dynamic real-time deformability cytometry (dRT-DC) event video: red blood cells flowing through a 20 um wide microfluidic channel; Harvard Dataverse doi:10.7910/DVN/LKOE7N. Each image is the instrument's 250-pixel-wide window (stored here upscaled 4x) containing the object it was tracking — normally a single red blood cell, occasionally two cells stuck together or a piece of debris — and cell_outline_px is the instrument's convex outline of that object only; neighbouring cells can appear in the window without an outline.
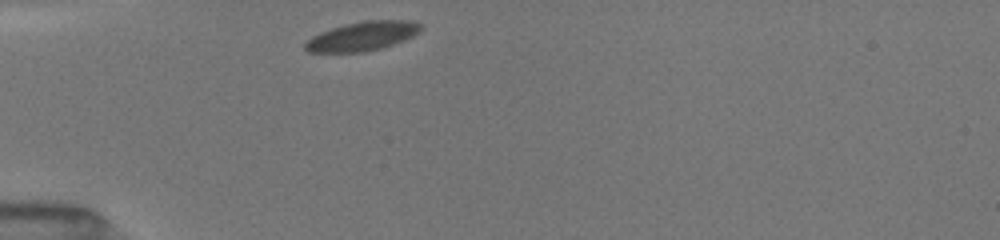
{"species": "common noctule bat (a hibernating species)", "species_latin": "Nyctalus noctula", "temperature_condition": "room temperature", "stored_images_in_passage": 3, "camera_frame_rate_fps": 3000, "um_per_image_px": 0.085, "animal": {"sex": "female", "body_mass_g": 19.5, "forearm_length_mm": 54.1}, "frame": {"image": 1, "passage_image": 1, "time_ms": 0.0, "image_size_px": [1000, 240], "cell_outline_px": [[420, 28], [412, 36], [392, 44], [380, 48], [364, 52], [308, 52], [304, 48], [304, 44], [312, 36], [320, 32], [344, 24], [364, 20], [404, 20], [420, 24]], "centroid_in_image_um": [30.72, 3.07], "position_along_channel_um": 54.3, "area_um2": 19.25}}